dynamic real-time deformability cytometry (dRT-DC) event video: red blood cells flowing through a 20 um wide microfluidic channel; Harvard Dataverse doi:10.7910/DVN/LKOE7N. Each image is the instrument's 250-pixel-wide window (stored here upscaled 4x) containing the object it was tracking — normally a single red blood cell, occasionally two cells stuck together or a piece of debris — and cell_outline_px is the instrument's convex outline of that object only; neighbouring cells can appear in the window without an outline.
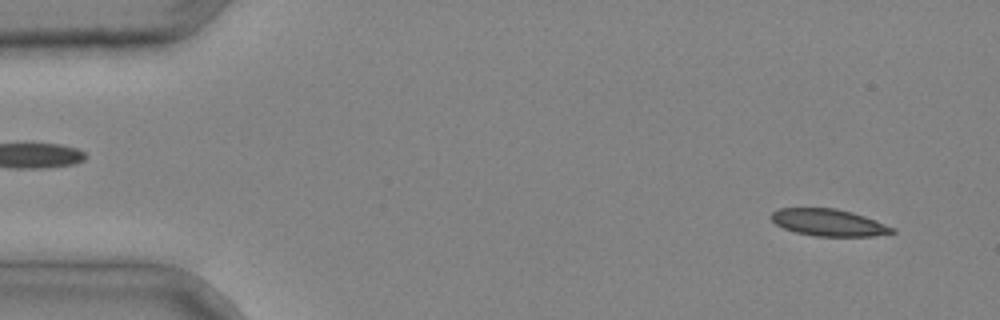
{"species": "common noctule bat (a hibernating species)", "species_latin": "Nyctalus noctula", "temperature_condition": "cold", "stored_images_in_passage": 3, "camera_frame_rate_fps": 3000, "um_per_image_px": 0.085, "animal": {"sex": "male", "body_mass_g": 20.4}, "frame": {"image": 1, "passage_image": 3, "time_ms": 0.667, "image_size_px": [1000, 320], "cell_outline_px": [[896, 232], [872, 236], [816, 236], [796, 232], [784, 228], [776, 224], [768, 216], [772, 212], [780, 208], [836, 208], [852, 212], [876, 220], [896, 228]], "centroid_in_image_um": [70.44, 18.91], "position_along_channel_um": 14.6, "area_um2": 19.02}}